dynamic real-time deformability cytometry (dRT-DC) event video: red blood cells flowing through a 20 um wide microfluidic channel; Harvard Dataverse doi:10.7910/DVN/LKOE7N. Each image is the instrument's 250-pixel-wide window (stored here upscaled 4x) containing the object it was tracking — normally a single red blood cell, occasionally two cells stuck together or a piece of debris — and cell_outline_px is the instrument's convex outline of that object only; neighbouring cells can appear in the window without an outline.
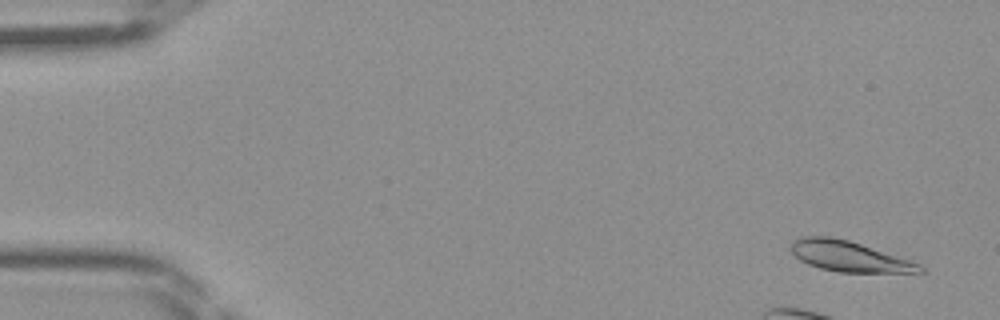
{"species": "Egyptian fruit bat (a non-hibernating species)", "species_latin": "Rousettus aegyptiacus", "temperature_condition": "room temperature", "stored_images_in_passage": 14, "camera_frame_rate_fps": 3000, "um_per_image_px": 0.085, "frame": {"image": 1, "passage_image": 3, "time_ms": 0.667, "image_size_px": [1000, 320], "cell_outline_px": [[924, 272], [836, 272], [820, 268], [808, 264], [800, 260], [792, 252], [792, 240], [800, 236], [832, 236], [848, 240], [920, 264], [924, 268]], "centroid_in_image_um": [72.11, 21.78], "position_along_channel_um": 12.9, "area_um2": 22.54}}